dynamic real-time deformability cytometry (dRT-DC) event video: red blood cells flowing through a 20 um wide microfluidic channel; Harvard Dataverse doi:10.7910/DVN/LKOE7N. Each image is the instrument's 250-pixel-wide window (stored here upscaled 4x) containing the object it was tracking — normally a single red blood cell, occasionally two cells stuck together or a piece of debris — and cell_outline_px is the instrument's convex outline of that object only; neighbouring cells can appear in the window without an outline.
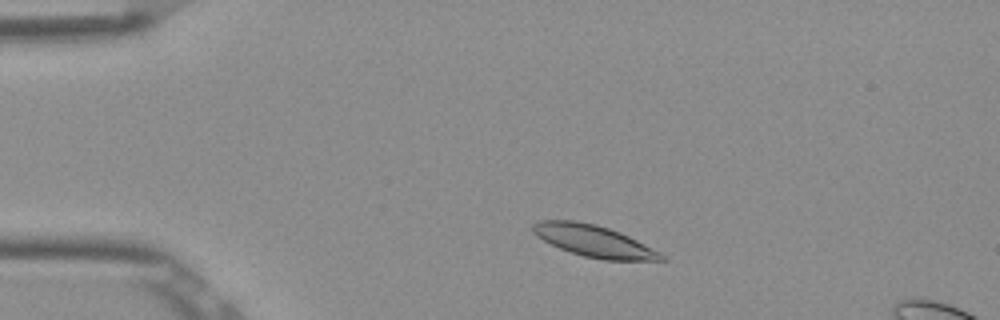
{"species": "Egyptian fruit bat (a non-hibernating species)", "species_latin": "Rousettus aegyptiacus", "temperature_condition": "room temperature", "stored_images_in_passage": 4, "camera_frame_rate_fps": 3000, "um_per_image_px": 0.085, "frame": {"image": 1, "passage_image": 2, "time_ms": 0.333, "image_size_px": [1000, 320], "cell_outline_px": [[668, 260], [604, 260], [584, 256], [560, 248], [536, 236], [532, 232], [532, 224], [540, 220], [576, 220], [596, 224], [620, 232], [660, 252]], "centroid_in_image_um": [50.46, 20.47], "position_along_channel_um": 34.5, "area_um2": 23.52}}